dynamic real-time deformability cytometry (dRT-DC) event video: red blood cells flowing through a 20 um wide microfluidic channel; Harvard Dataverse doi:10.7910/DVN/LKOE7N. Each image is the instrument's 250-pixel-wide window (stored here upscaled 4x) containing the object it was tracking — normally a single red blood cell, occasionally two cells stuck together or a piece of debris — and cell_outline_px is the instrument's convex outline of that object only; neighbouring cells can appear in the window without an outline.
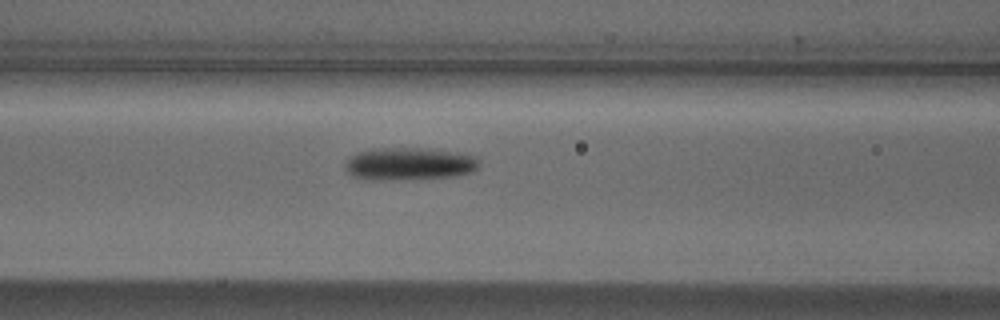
{"species": "Egyptian fruit bat (a non-hibernating species)", "species_latin": "Rousettus aegyptiacus", "temperature_condition": "cold", "stored_images_in_passage": 20, "camera_frame_rate_fps": 3000, "um_per_image_px": 0.085, "animal": {"sex": "male"}, "frame": {"image": 1, "passage_image": 15, "time_ms": 4.667, "image_size_px": [1000, 320], "cell_outline_px": [[480, 160], [476, 168], [472, 172], [452, 176], [380, 180], [372, 180], [352, 176], [344, 168], [344, 164], [356, 152], [372, 148], [432, 148], [460, 152], [476, 156]], "centroid_in_image_um": [34.78, 13.9], "position_along_channel_um": 131.8, "area_um2": 25.55}}